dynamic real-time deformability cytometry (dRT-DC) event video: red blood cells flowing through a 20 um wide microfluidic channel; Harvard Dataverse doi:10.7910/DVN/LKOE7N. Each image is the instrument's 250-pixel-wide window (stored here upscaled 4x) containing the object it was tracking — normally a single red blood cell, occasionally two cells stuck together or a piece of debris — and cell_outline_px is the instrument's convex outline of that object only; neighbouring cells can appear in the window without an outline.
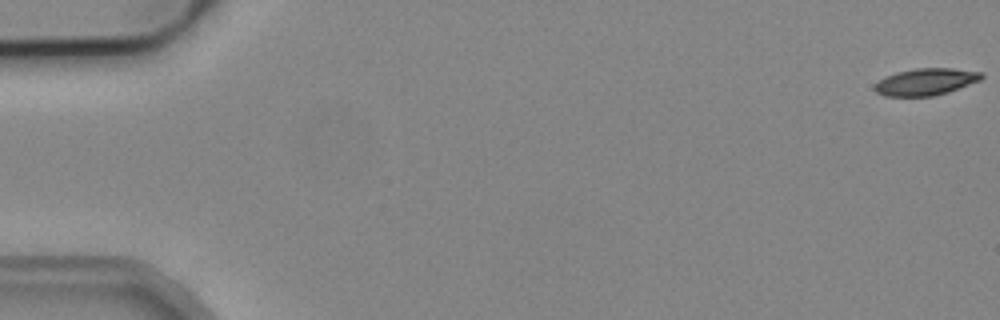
{"species": "common noctule bat (a hibernating species)", "species_latin": "Nyctalus noctula", "temperature_condition": "cold", "stored_images_in_passage": 8, "camera_frame_rate_fps": 3000, "um_per_image_px": 0.085, "animal": {"sex": "male", "body_mass_g": 19.2, "forearm_length_mm": 51.8}, "frame": {"image": 1, "passage_image": 1, "time_ms": 0.0, "image_size_px": [1000, 320], "cell_outline_px": [[984, 76], [980, 80], [948, 92], [932, 96], [884, 96], [876, 92], [872, 88], [884, 76], [896, 72], [916, 68], [952, 68], [984, 72]], "centroid_in_image_um": [78.68, 6.94], "position_along_channel_um": 6.3, "area_um2": 16.82}}